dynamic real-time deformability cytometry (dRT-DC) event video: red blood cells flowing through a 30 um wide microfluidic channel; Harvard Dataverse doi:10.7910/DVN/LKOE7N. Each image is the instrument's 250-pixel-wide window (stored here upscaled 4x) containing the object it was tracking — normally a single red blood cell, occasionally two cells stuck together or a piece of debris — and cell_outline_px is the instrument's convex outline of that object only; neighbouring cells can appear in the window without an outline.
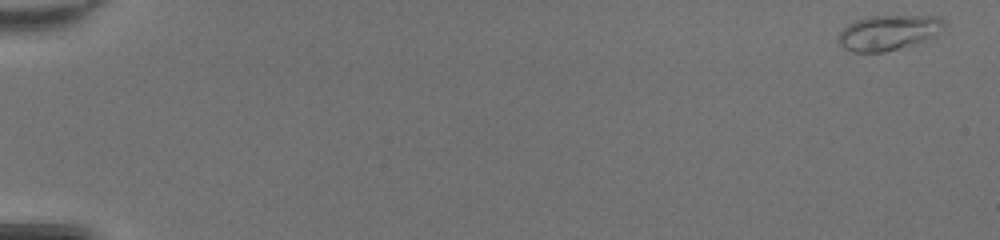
{"species": "common noctule bat (a hibernating species)", "species_latin": "Nyctalus noctula", "temperature_condition": "room temperature", "stored_images_in_passage": 50, "camera_frame_rate_fps": 3000, "um_per_image_px": 0.085, "animal": {"sex": "female", "body_mass_g": 20.0, "forearm_length_mm": 54.0}, "frame": {"image": 1, "passage_image": 1, "time_ms": 0.0, "image_size_px": [1000, 240], "cell_outline_px": [[948, 24], [944, 28], [932, 36], [924, 40], [912, 44], [884, 52], [852, 52], [844, 48], [836, 40], [836, 36], [848, 24], [856, 20], [872, 16], [940, 16]], "centroid_in_image_um": [75.5, 2.76], "position_along_channel_um": 9.5, "area_um2": 21.56}}
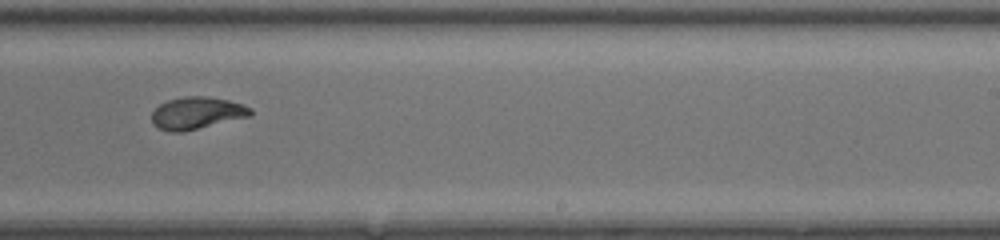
{"frame": {"image": 2, "passage_image": 33, "time_ms": 10.667, "image_size_px": [1000, 240], "cell_outline_px": [[252, 116], [184, 132], [168, 132], [152, 124], [152, 112], [160, 104], [168, 100], [184, 96], [208, 96], [228, 100], [244, 104], [252, 108]], "centroid_in_image_um": [16.76, 9.61], "position_along_channel_um": 272.2, "area_um2": 18.79}}
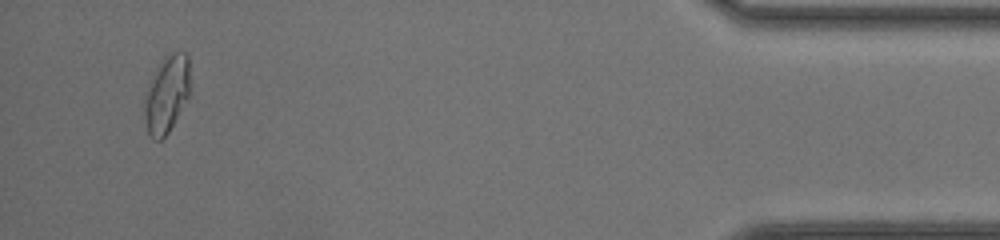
{"frame": {"image": 3, "passage_image": 48, "time_ms": 15.667, "image_size_px": [1000, 240], "cell_outline_px": [[188, 96], [168, 132], [160, 140], [152, 140], [148, 132], [144, 120], [144, 92], [156, 68], [164, 56], [172, 52], [188, 52]], "centroid_in_image_um": [14.12, 7.99], "position_along_channel_um": 421.1, "area_um2": 20.35}, "authors_computed_cell_mechanics": {"area_um2": 18.785, "velocity_mm_per_s": 4.2643, "shape_relaxation_time_tau1_ms": 6.8307, "shape_relaxation_time_tau2_ms": 0.8451, "deformation_change_tau1": 0.2325, "deformation_change_tau2": 0.0541}}